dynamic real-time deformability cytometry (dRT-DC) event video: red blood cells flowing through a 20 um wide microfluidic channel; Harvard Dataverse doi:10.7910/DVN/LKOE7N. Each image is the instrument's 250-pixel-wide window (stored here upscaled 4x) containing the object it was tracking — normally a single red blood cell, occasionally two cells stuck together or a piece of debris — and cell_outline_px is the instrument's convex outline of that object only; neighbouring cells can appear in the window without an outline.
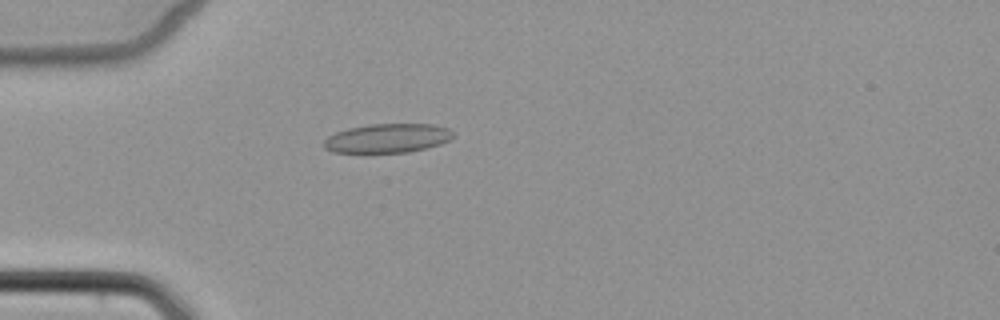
{"species": "common noctule bat (a hibernating species)", "species_latin": "Nyctalus noctula", "temperature_condition": "cold", "stored_images_in_passage": 5, "camera_frame_rate_fps": 3000, "um_per_image_px": 0.085, "animal": {"sex": "female", "body_mass_g": 22.7, "forearm_length_mm": 54.2}, "frame": {"image": 1, "passage_image": 5, "time_ms": 4.667, "image_size_px": [1000, 320], "cell_outline_px": [[452, 136], [448, 140], [440, 144], [428, 148], [408, 152], [372, 156], [332, 152], [324, 148], [324, 140], [328, 136], [336, 132], [348, 128], [372, 124], [432, 124], [448, 128], [452, 132]], "centroid_in_image_um": [32.85, 11.81], "position_along_channel_um": 52.1, "area_um2": 22.83}}